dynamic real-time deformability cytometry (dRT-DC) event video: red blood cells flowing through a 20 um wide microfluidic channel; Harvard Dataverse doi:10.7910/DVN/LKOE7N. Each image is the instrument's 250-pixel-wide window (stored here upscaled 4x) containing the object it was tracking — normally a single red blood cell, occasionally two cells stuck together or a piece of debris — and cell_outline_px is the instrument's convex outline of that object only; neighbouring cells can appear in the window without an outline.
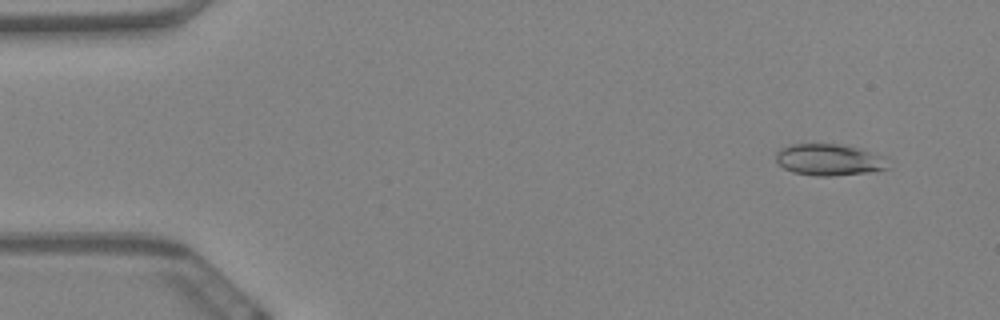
{"species": "Egyptian fruit bat (a non-hibernating species)", "species_latin": "Rousettus aegyptiacus", "temperature_condition": "warm", "stored_images_in_passage": 60, "camera_frame_rate_fps": 3000, "um_per_image_px": 0.085, "animal": {"sex": "female"}, "frame": {"image": 1, "passage_image": 5, "time_ms": 1.333, "image_size_px": [1000, 320], "cell_outline_px": [[888, 168], [872, 172], [832, 176], [816, 176], [792, 172], [784, 168], [776, 160], [776, 152], [780, 148], [792, 144], [840, 144], [860, 148], [888, 156]], "centroid_in_image_um": [70.53, 13.58], "position_along_channel_um": 14.5, "area_um2": 20.98}}
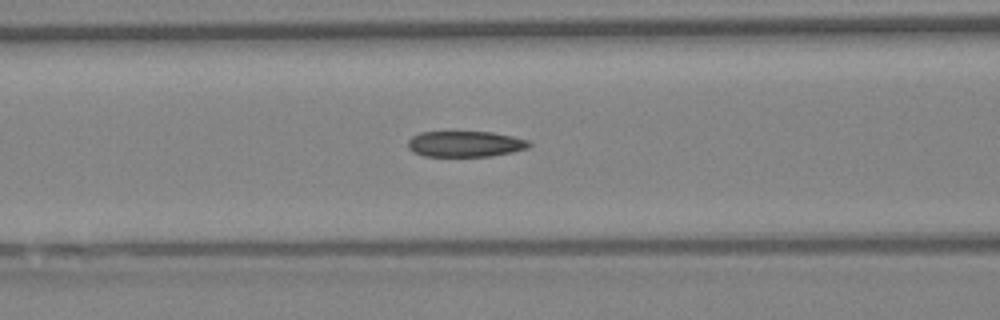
{"frame": {"image": 2, "passage_image": 25, "time_ms": 8.0, "image_size_px": [1000, 320], "cell_outline_px": [[532, 144], [528, 148], [512, 152], [492, 156], [424, 156], [412, 152], [408, 148], [408, 140], [412, 136], [420, 132], [448, 128], [492, 132], [512, 136], [528, 140]], "centroid_in_image_um": [39.48, 12.18], "position_along_channel_um": 127.1, "area_um2": 19.36}}
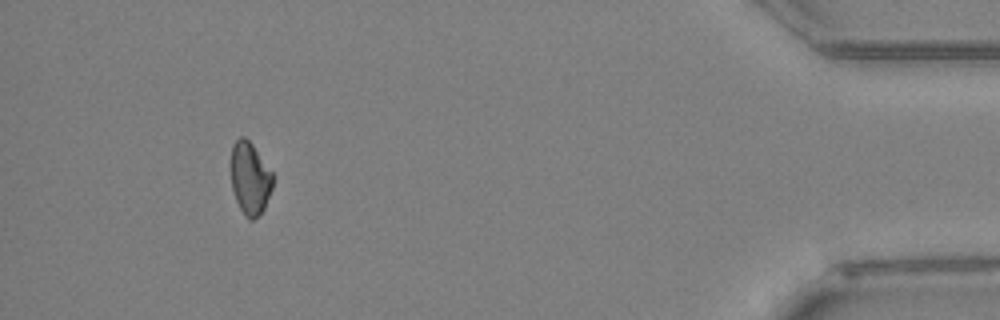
{"frame": {"image": 3, "passage_image": 56, "time_ms": 18.333, "image_size_px": [1000, 320], "cell_outline_px": [[276, 176], [272, 188], [264, 208], [252, 220], [248, 220], [244, 216], [236, 200], [232, 188], [232, 144], [240, 136], [244, 136], [252, 144]], "centroid_in_image_um": [21.28, 15.15], "position_along_channel_um": 413.9, "area_um2": 17.69}, "authors_computed_cell_mechanics": {"area_um2": 19.0451, "velocity_mm_per_s": 3.3949, "shape_relaxation_time_tau1_ms": 7.2958, "shape_relaxation_time_tau2_ms": 8.2644, "deformation_change_tau1": 0.1447, "deformation_change_tau2": 0.1389}}